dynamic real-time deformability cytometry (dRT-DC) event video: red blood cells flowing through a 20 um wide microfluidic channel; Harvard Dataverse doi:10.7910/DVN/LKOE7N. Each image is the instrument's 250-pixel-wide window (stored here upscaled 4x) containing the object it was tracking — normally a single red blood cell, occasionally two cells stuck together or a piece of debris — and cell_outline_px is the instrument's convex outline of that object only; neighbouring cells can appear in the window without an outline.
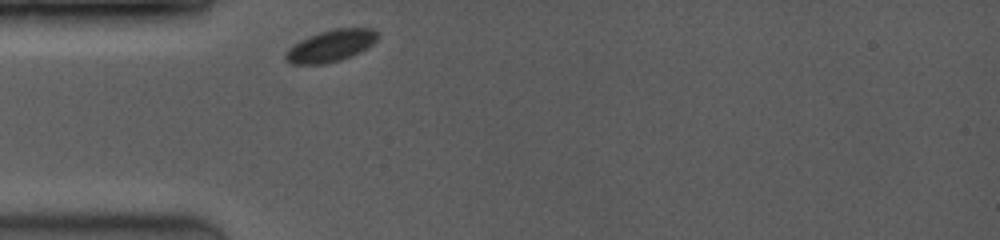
{"species": "common noctule bat (a hibernating species)", "species_latin": "Nyctalus noctula", "temperature_condition": "room temperature", "stored_images_in_passage": 1, "camera_frame_rate_fps": 3500, "um_per_image_px": 0.085, "animal": {"sex": "female", "body_mass_g": 19.0, "forearm_length_mm": 53.3}, "frame": {"image": 1, "passage_image": 1, "time_ms": 0.0, "image_size_px": [1000, 240], "cell_outline_px": [[380, 36], [372, 44], [360, 52], [352, 56], [340, 60], [324, 64], [292, 64], [284, 60], [284, 52], [292, 44], [308, 36], [320, 32], [336, 28], [372, 28]], "centroid_in_image_um": [28.08, 3.9], "position_along_channel_um": 56.9, "area_um2": 17.22}}